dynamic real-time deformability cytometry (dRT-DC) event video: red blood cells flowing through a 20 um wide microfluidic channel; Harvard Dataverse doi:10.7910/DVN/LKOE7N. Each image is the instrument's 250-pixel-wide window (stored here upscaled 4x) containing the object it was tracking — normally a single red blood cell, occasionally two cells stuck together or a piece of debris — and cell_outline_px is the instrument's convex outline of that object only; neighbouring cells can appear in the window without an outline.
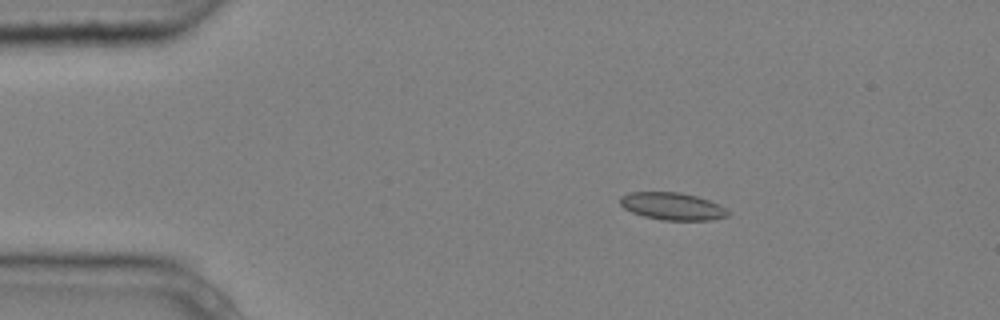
{"species": "common noctule bat (a hibernating species)", "species_latin": "Nyctalus noctula", "temperature_condition": "cold", "stored_images_in_passage": 5, "camera_frame_rate_fps": 3000, "um_per_image_px": 0.085, "animal": {"sex": "male", "body_mass_g": 20.4}, "frame": {"image": 1, "passage_image": 2, "time_ms": 0.333, "image_size_px": [1000, 320], "cell_outline_px": [[728, 216], [708, 220], [664, 220], [644, 216], [632, 212], [624, 208], [620, 204], [620, 196], [628, 192], [680, 192], [696, 196], [708, 200], [724, 208], [728, 212]], "centroid_in_image_um": [57.09, 17.52], "position_along_channel_um": 27.9, "area_um2": 16.99}}
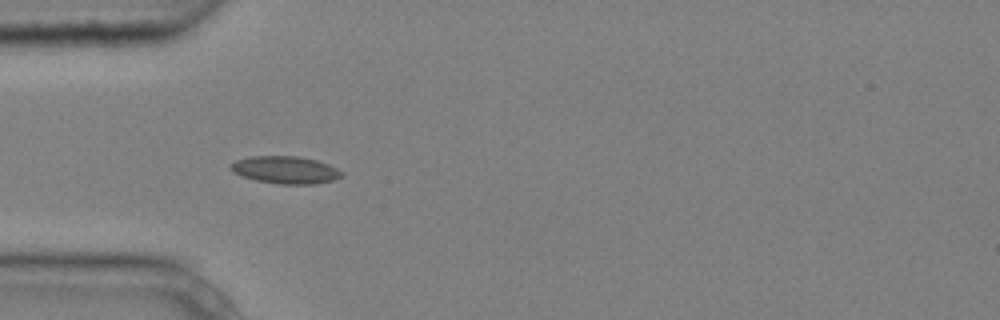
{"frame": {"image": 2, "passage_image": 4, "time_ms": 1.0, "image_size_px": [1000, 320], "cell_outline_px": [[344, 176], [336, 180], [316, 184], [280, 184], [256, 180], [232, 172], [228, 168], [228, 164], [236, 160], [252, 156], [300, 156], [316, 160], [328, 164], [344, 172]], "centroid_in_image_um": [24.28, 14.44], "position_along_channel_um": 60.7, "area_um2": 17.98}}
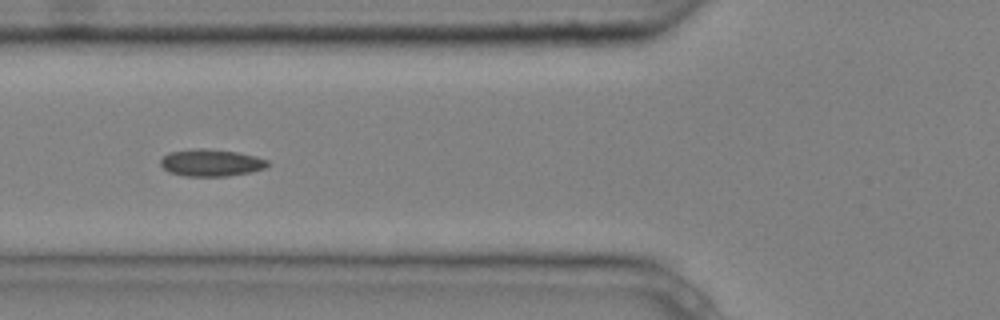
{"frame": {"image": 3, "passage_image": 5, "time_ms": 1.333, "image_size_px": [1000, 320], "cell_outline_px": [[272, 164], [264, 168], [248, 172], [228, 176], [184, 176], [168, 172], [160, 164], [160, 160], [168, 152], [192, 148], [208, 148], [240, 152], [256, 156], [268, 160]], "centroid_in_image_um": [17.94, 13.81], "position_along_channel_um": 107.9, "area_um2": 17.17}}